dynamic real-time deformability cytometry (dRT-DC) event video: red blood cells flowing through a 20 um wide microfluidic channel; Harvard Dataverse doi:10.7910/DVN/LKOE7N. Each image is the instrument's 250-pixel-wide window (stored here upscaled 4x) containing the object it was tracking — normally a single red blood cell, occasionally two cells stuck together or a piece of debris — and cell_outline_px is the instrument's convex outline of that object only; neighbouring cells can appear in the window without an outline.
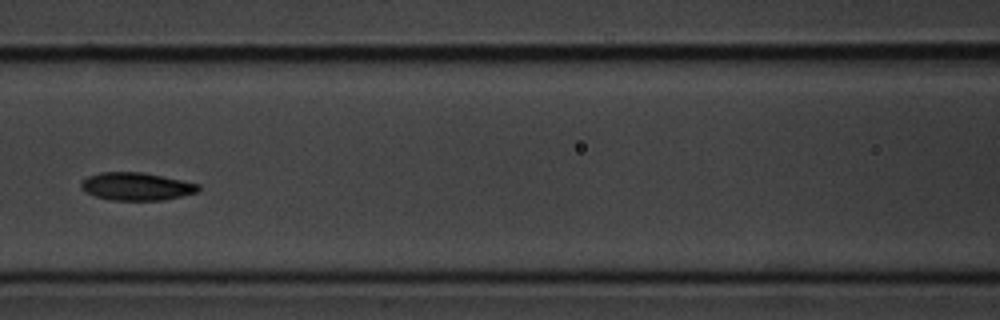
{"species": "common noctule bat (a hibernating species)", "species_latin": "Nyctalus noctula", "temperature_condition": "cold", "stored_images_in_passage": 9, "camera_frame_rate_fps": 3000, "um_per_image_px": 0.085, "animal": {"sex": "male", "body_mass_g": 20.1, "forearm_length_mm": 53.5}, "frame": {"image": 1, "passage_image": 6, "time_ms": 5.667, "image_size_px": [1000, 320], "cell_outline_px": [[200, 188], [196, 192], [164, 200], [112, 200], [96, 196], [84, 192], [80, 188], [80, 184], [88, 176], [100, 172], [144, 172], [200, 184]], "centroid_in_image_um": [11.58, 15.84], "position_along_channel_um": 155.0, "area_um2": 18.96}}
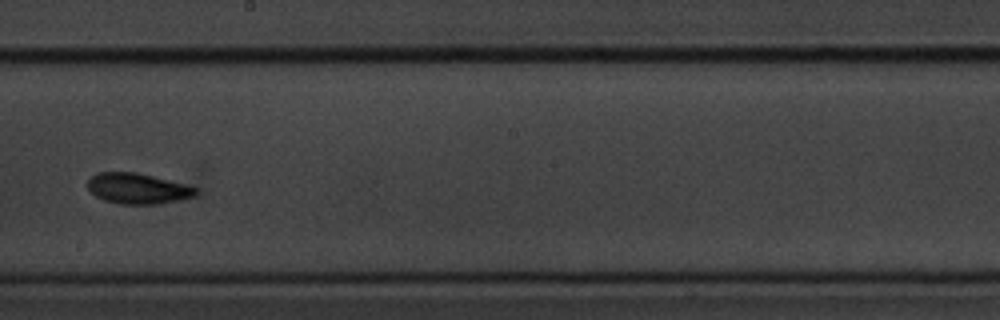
{"frame": {"image": 2, "passage_image": 8, "time_ms": 8.0, "image_size_px": [1000, 320], "cell_outline_px": [[200, 188], [196, 196], [180, 200], [160, 204], [120, 204], [104, 200], [96, 196], [88, 188], [88, 180], [96, 172], [136, 172]], "centroid_in_image_um": [11.74, 16.03], "position_along_channel_um": 236.5, "area_um2": 19.36}}
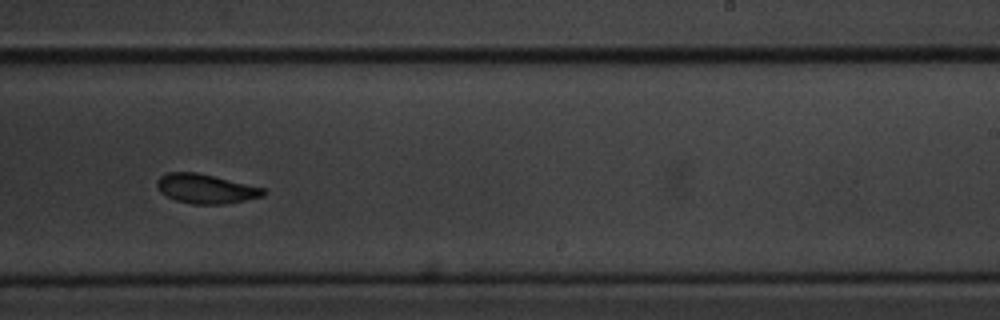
{"frame": {"image": 3, "passage_image": 9, "time_ms": 9.0, "image_size_px": [1000, 320], "cell_outline_px": [[268, 192], [264, 196], [224, 204], [192, 204], [176, 200], [160, 192], [156, 188], [156, 180], [160, 176], [168, 172], [196, 172], [264, 188]], "centroid_in_image_um": [17.47, 16.04], "position_along_channel_um": 271.5, "area_um2": 18.15}}